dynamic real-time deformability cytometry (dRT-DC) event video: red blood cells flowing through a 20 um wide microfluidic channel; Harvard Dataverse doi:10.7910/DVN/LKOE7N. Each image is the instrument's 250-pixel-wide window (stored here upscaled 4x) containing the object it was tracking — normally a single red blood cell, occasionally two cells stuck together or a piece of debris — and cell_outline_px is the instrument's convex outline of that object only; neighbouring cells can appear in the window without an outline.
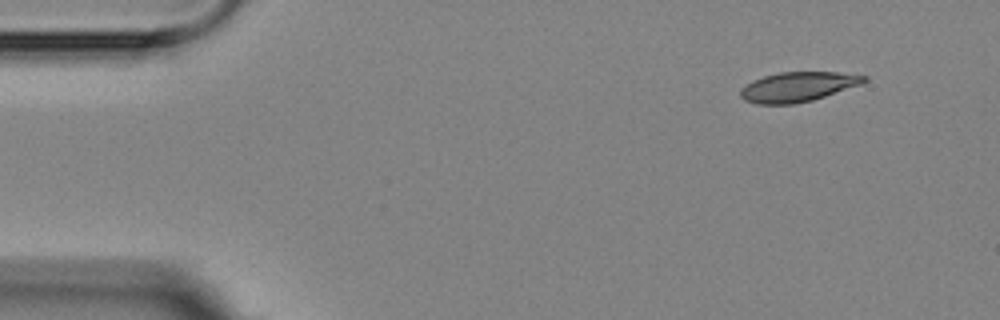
{"species": "Egyptian fruit bat (a non-hibernating species)", "species_latin": "Rousettus aegyptiacus", "temperature_condition": "room temperature", "stored_images_in_passage": 3, "camera_frame_rate_fps": 3000, "um_per_image_px": 0.085, "animal": {"sex": "female"}, "frame": {"image": 1, "passage_image": 1, "time_ms": 0.0, "image_size_px": [1000, 320], "cell_outline_px": [[868, 80], [860, 84], [812, 100], [792, 104], [756, 104], [744, 100], [740, 96], [740, 88], [752, 80], [764, 76], [780, 72], [836, 72], [868, 76]], "centroid_in_image_um": [67.77, 7.38], "position_along_channel_um": 17.2, "area_um2": 21.27}}
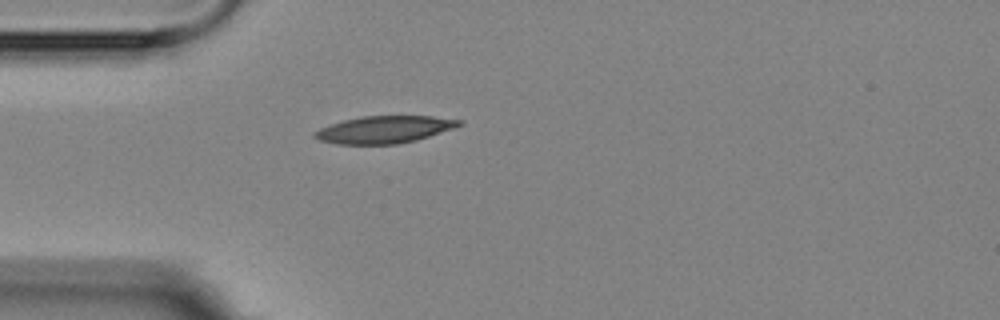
{"frame": {"image": 2, "passage_image": 3, "time_ms": 3.333, "image_size_px": [1000, 320], "cell_outline_px": [[464, 124], [416, 140], [396, 144], [336, 144], [320, 140], [312, 136], [312, 132], [320, 128], [344, 120], [360, 116], [432, 116], [464, 120]], "centroid_in_image_um": [32.65, 11.0], "position_along_channel_um": 52.3, "area_um2": 22.83}}